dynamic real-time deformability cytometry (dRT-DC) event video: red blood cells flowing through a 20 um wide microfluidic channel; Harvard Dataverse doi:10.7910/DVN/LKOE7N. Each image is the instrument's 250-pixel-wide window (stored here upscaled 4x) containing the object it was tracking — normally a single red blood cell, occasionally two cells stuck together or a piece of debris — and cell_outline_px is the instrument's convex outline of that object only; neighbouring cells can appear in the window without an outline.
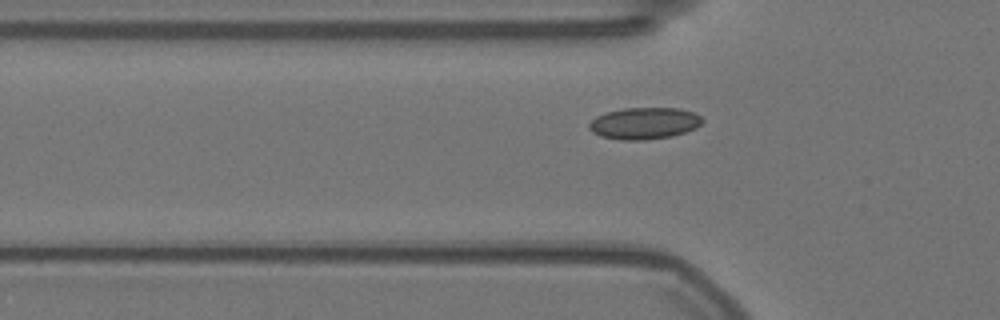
{"species": "Egyptian fruit bat (a non-hibernating species)", "species_latin": "Rousettus aegyptiacus", "temperature_condition": "warm", "stored_images_in_passage": 45, "camera_frame_rate_fps": 3000, "um_per_image_px": 0.085, "animal": {"sex": "female"}, "frame": {"image": 1, "passage_image": 13, "time_ms": 4.0, "image_size_px": [1000, 320], "cell_outline_px": [[704, 120], [696, 128], [672, 136], [644, 140], [620, 140], [600, 136], [592, 132], [588, 128], [588, 124], [596, 116], [608, 112], [624, 108], [680, 108], [696, 112]], "centroid_in_image_um": [54.77, 10.48], "position_along_channel_um": 71.0, "area_um2": 21.04}}
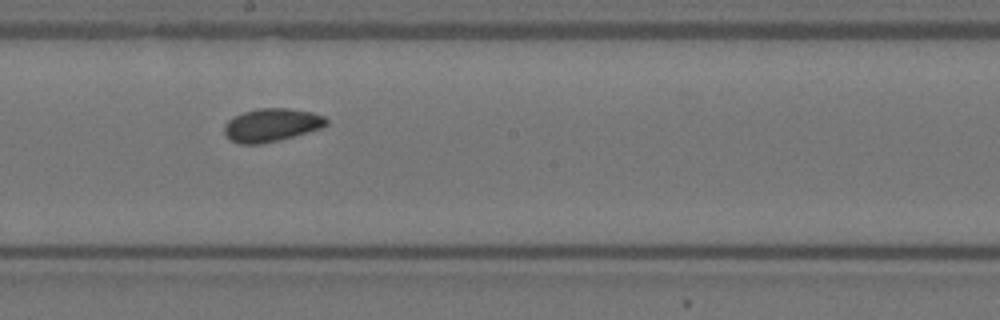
{"frame": {"image": 2, "passage_image": 26, "time_ms": 8.333, "image_size_px": [1000, 320], "cell_outline_px": [[328, 124], [320, 128], [308, 132], [280, 140], [260, 144], [240, 144], [232, 140], [224, 132], [224, 124], [228, 120], [244, 112], [260, 108], [288, 108], [312, 112], [324, 116], [328, 120]], "centroid_in_image_um": [23.1, 10.62], "position_along_channel_um": 225.1, "area_um2": 19.59}}
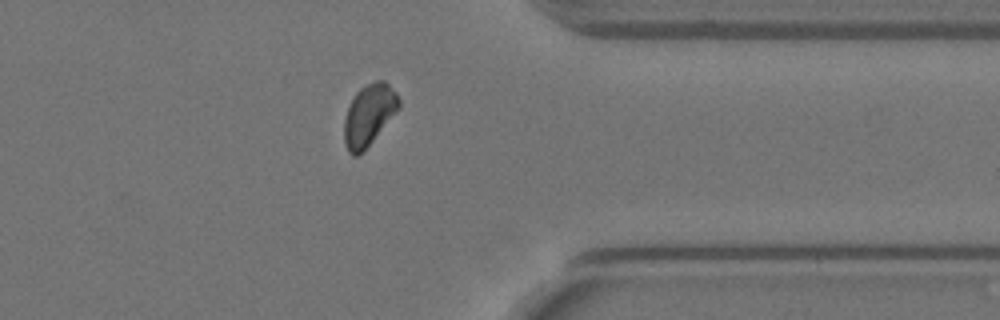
{"frame": {"image": 3, "passage_image": 40, "time_ms": 13.0, "image_size_px": [1000, 320], "cell_outline_px": [[400, 108], [364, 152], [356, 156], [352, 156], [348, 152], [344, 144], [344, 120], [348, 108], [356, 92], [364, 84], [376, 80], [384, 80], [396, 92], [400, 100]], "centroid_in_image_um": [31.36, 9.79], "position_along_channel_um": 380.0, "area_um2": 19.83}, "authors_computed_cell_mechanics": {"area_um2": 19.8254, "velocity_mm_per_s": 3.5346, "shape_relaxation_time_tau1_ms": 6.4883, "shape_relaxation_time_tau2_ms": 1.5375, "deformation_change_tau1": 0.1147, "deformation_change_tau2": 0.0499}}